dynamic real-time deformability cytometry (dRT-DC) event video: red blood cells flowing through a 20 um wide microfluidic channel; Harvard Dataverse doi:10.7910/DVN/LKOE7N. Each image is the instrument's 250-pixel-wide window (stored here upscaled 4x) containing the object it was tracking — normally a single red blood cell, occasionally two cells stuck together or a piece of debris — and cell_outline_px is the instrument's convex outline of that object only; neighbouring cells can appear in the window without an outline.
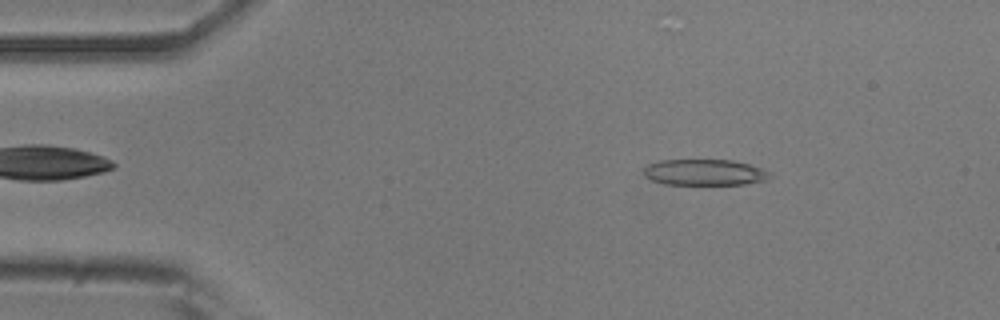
{"species": "common noctule bat (a hibernating species)", "species_latin": "Nyctalus noctula", "temperature_condition": "room temperature", "stored_images_in_passage": 51, "camera_frame_rate_fps": 3000, "um_per_image_px": 0.085, "animal": {"sex": "male", "body_mass_g": 20.5, "forearm_length_mm": 52.5}, "frame": {"image": 1, "passage_image": 7, "time_ms": 2.0, "image_size_px": [1000, 320], "cell_outline_px": [[772, 176], [764, 180], [744, 184], [664, 184], [652, 180], [644, 176], [644, 168], [648, 164], [660, 160], [732, 160], [748, 164], [772, 172]], "centroid_in_image_um": [59.88, 14.64], "position_along_channel_um": 25.1, "area_um2": 19.07}}
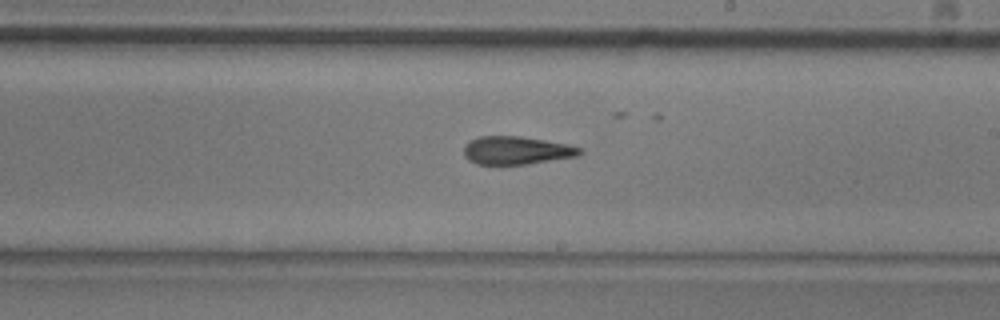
{"frame": {"image": 2, "passage_image": 29, "time_ms": 9.333, "image_size_px": [1000, 320], "cell_outline_px": [[580, 152], [576, 156], [528, 164], [476, 164], [468, 160], [464, 156], [464, 144], [468, 140], [480, 136], [520, 136], [568, 144], [580, 148]], "centroid_in_image_um": [43.82, 12.78], "position_along_channel_um": 245.2, "area_um2": 18.9}}
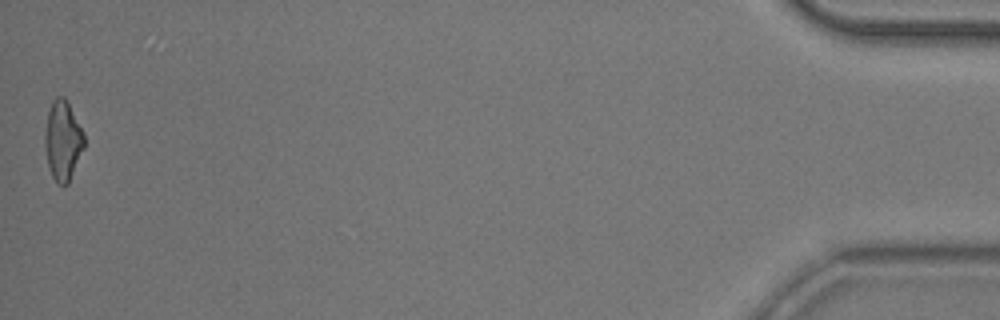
{"frame": {"image": 3, "passage_image": 51, "time_ms": 16.667, "image_size_px": [1000, 320], "cell_outline_px": [[84, 148], [68, 184], [56, 184], [48, 168], [44, 144], [44, 132], [48, 112], [52, 100], [56, 96], [64, 96], [84, 132]], "centroid_in_image_um": [5.32, 11.95], "position_along_channel_um": 429.9, "area_um2": 18.38}, "authors_computed_cell_mechanics": {"area_um2": 19.3052, "velocity_mm_per_s": 3.8455, "shape_relaxation_time_tau1_ms": 7.7787, "shape_relaxation_time_tau2_ms": 4.4514, "deformation_change_tau1": 0.1998, "deformation_change_tau2": 0.1688}}